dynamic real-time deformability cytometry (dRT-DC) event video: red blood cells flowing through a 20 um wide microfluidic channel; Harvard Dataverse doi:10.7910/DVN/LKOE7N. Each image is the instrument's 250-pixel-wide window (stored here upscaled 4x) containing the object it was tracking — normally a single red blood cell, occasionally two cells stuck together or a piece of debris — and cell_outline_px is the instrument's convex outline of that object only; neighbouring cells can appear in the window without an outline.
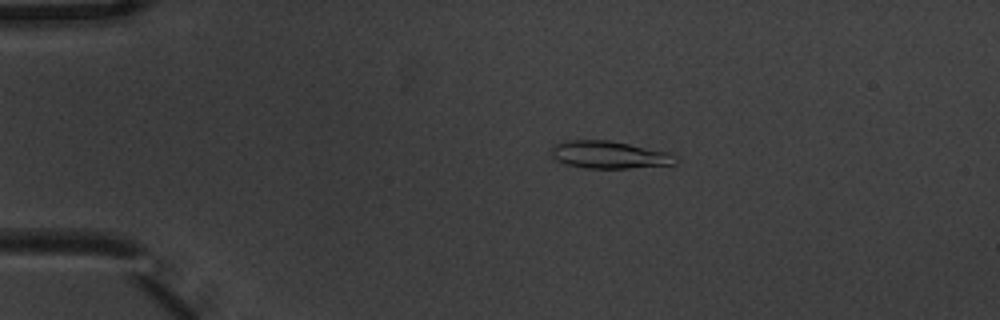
{"species": "common noctule bat (a hibernating species)", "species_latin": "Nyctalus noctula", "temperature_condition": "warm", "stored_images_in_passage": 9, "camera_frame_rate_fps": 3000, "um_per_image_px": 0.085, "animal": {"sex": "male", "body_mass_g": 20.1, "forearm_length_mm": 53.5}, "frame": {"image": 1, "passage_image": 4, "time_ms": 1.0, "image_size_px": [1000, 320], "cell_outline_px": [[676, 164], [628, 168], [584, 168], [564, 164], [552, 160], [552, 148], [556, 144], [564, 140], [608, 140], [668, 152], [676, 156]], "centroid_in_image_um": [51.73, 13.16], "position_along_channel_um": 33.3, "area_um2": 19.88}}
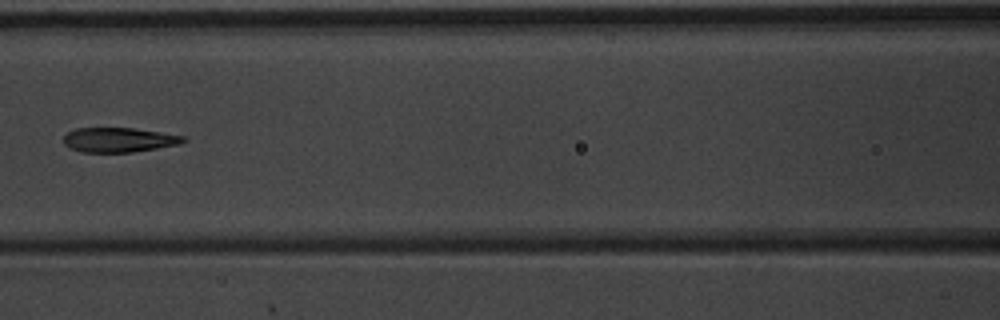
{"frame": {"image": 2, "passage_image": 8, "time_ms": 2.333, "image_size_px": [1000, 320], "cell_outline_px": [[188, 140], [180, 144], [132, 152], [80, 152], [64, 144], [64, 136], [68, 132], [76, 128], [132, 128], [160, 132], [184, 136]], "centroid_in_image_um": [10.11, 11.89], "position_along_channel_um": 156.5, "area_um2": 17.05}}
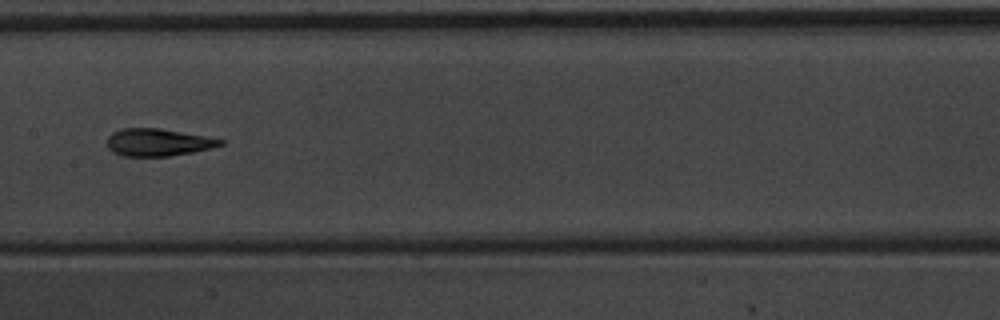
{"frame": {"image": 3, "passage_image": 9, "time_ms": 2.667, "image_size_px": [1000, 320], "cell_outline_px": [[224, 144], [212, 148], [192, 152], [168, 156], [124, 156], [112, 152], [108, 148], [108, 136], [112, 132], [120, 128], [160, 128], [208, 136], [224, 140]], "centroid_in_image_um": [13.44, 12.09], "position_along_channel_um": 194.0, "area_um2": 18.21}}